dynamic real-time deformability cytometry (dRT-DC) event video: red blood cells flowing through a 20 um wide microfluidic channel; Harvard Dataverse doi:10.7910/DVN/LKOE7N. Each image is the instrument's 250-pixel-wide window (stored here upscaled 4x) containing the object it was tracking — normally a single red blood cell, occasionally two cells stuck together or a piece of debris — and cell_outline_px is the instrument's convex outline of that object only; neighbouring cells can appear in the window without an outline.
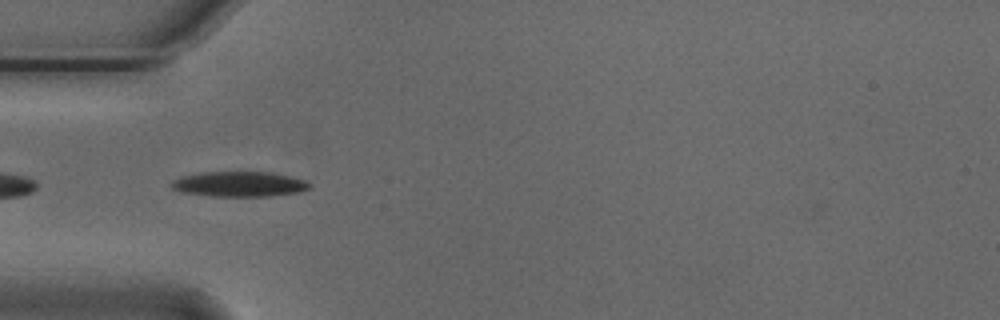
{"species": "Egyptian fruit bat (a non-hibernating species)", "species_latin": "Rousettus aegyptiacus", "temperature_condition": "cold", "stored_images_in_passage": 32, "camera_frame_rate_fps": 3000, "um_per_image_px": 0.085, "animal": {"sex": "male"}, "frame": {"image": 1, "passage_image": 2, "time_ms": 0.333, "image_size_px": [1000, 320], "cell_outline_px": [[312, 188], [300, 192], [268, 196], [212, 196], [180, 192], [172, 188], [168, 184], [172, 180], [180, 176], [200, 172], [272, 172], [292, 176], [308, 180], [312, 184]], "centroid_in_image_um": [20.36, 15.64], "position_along_channel_um": 64.6, "area_um2": 20.69}}
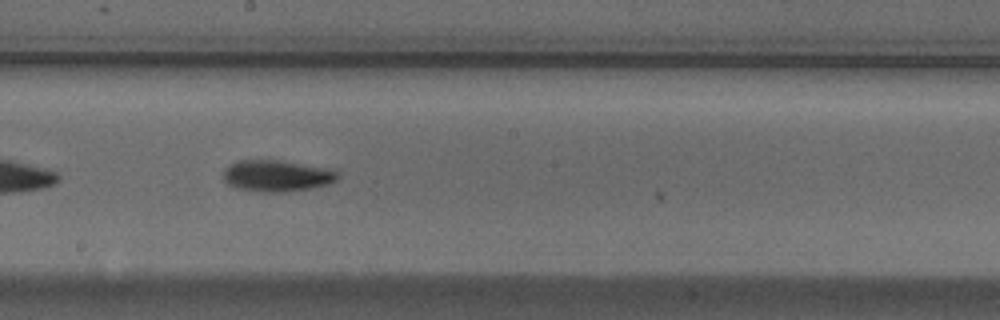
{"frame": {"image": 2, "passage_image": 15, "time_ms": 4.667, "image_size_px": [1000, 320], "cell_outline_px": [[340, 176], [336, 180], [328, 184], [288, 192], [264, 192], [236, 188], [228, 184], [224, 180], [224, 168], [228, 164], [240, 160], [280, 160], [332, 168], [340, 172]], "centroid_in_image_um": [23.56, 14.93], "position_along_channel_um": 224.6, "area_um2": 21.21}}
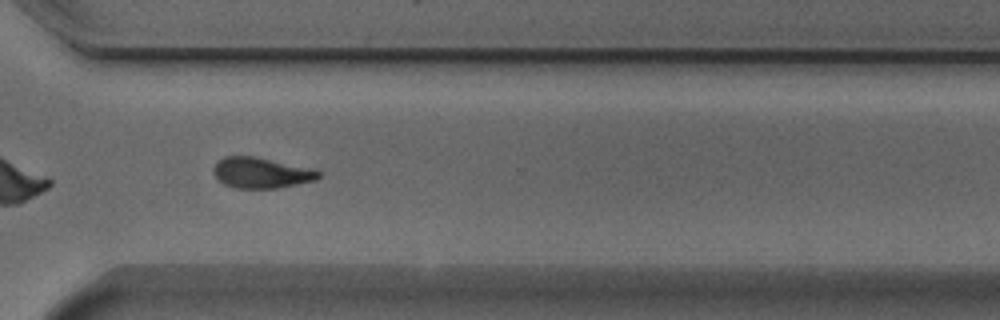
{"frame": {"image": 3, "passage_image": 25, "time_ms": 8.0, "image_size_px": [1000, 320], "cell_outline_px": [[320, 176], [316, 180], [276, 188], [236, 188], [224, 184], [212, 172], [212, 168], [224, 156], [256, 156], [316, 168], [320, 172]], "centroid_in_image_um": [22.25, 14.67], "position_along_channel_um": 348.4, "area_um2": 18.96}, "authors_computed_cell_mechanics": {"area_um2": 19.5653, "velocity_mm_per_s": 3.7182, "shape_relaxation_time_tau1_ms": 3.3845, "shape_relaxation_time_tau2_ms": null, "deformation_change_tau1": 0.1473, "deformation_change_tau2": null}}